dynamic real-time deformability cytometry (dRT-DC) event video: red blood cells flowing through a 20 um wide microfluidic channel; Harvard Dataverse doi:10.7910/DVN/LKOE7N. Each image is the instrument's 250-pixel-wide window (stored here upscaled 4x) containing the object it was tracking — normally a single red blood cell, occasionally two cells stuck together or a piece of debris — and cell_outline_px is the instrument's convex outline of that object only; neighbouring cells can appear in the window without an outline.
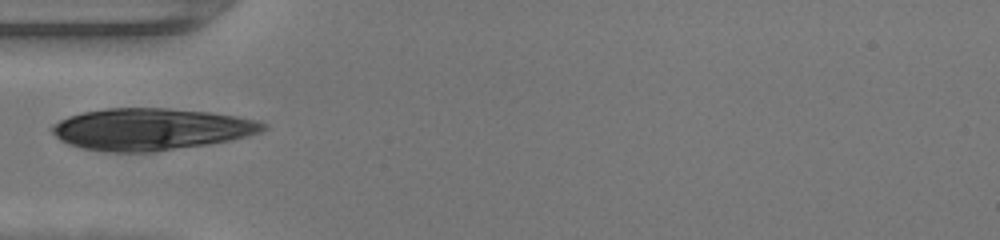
{"species": "human", "species_latin": "Homo sapiens", "temperature_condition": "warm", "stored_images_in_passage": 20, "camera_frame_rate_fps": 3000, "um_per_image_px": 0.085, "donor": {"sex": "female"}, "frame": {"image": 1, "passage_image": 1, "time_ms": 0.0, "image_size_px": [1000, 240], "cell_outline_px": [[268, 128], [260, 132], [248, 136], [232, 140], [208, 144], [156, 152], [104, 152], [80, 148], [68, 144], [60, 140], [48, 128], [52, 124], [68, 116], [84, 112], [108, 108], [168, 108], [208, 112], [236, 116], [260, 120], [268, 124]], "centroid_in_image_um": [12.84, 10.99], "position_along_channel_um": 72.2, "area_um2": 51.96}}
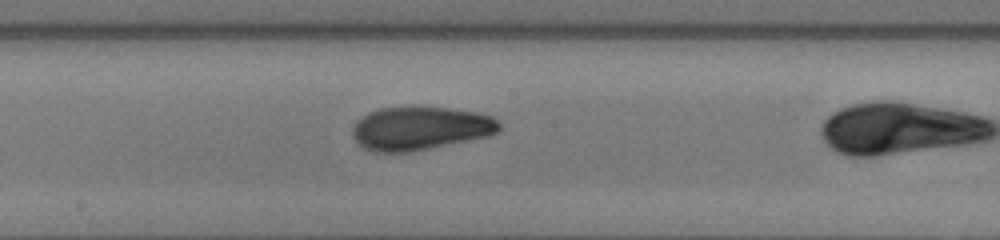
{"frame": {"image": 2, "passage_image": 8, "time_ms": 2.333, "image_size_px": [1000, 240], "cell_outline_px": [[500, 132], [492, 136], [412, 152], [372, 152], [364, 148], [352, 136], [352, 128], [356, 120], [368, 112], [380, 108], [412, 104], [416, 104], [448, 108], [476, 112], [492, 116], [500, 124]], "centroid_in_image_um": [35.72, 10.88], "position_along_channel_um": 212.5, "area_um2": 38.32}}
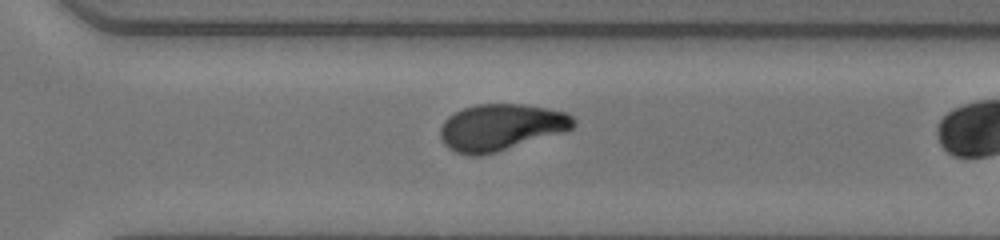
{"frame": {"image": 3, "passage_image": 16, "time_ms": 5.0, "image_size_px": [1000, 240], "cell_outline_px": [[576, 124], [572, 128], [564, 132], [496, 152], [480, 156], [468, 156], [456, 152], [448, 148], [444, 144], [440, 136], [440, 128], [444, 120], [448, 116], [464, 108], [476, 104], [520, 104], [544, 108], [564, 112], [572, 116], [576, 120]], "centroid_in_image_um": [42.55, 10.83], "position_along_channel_um": 328.0, "area_um2": 36.07}}